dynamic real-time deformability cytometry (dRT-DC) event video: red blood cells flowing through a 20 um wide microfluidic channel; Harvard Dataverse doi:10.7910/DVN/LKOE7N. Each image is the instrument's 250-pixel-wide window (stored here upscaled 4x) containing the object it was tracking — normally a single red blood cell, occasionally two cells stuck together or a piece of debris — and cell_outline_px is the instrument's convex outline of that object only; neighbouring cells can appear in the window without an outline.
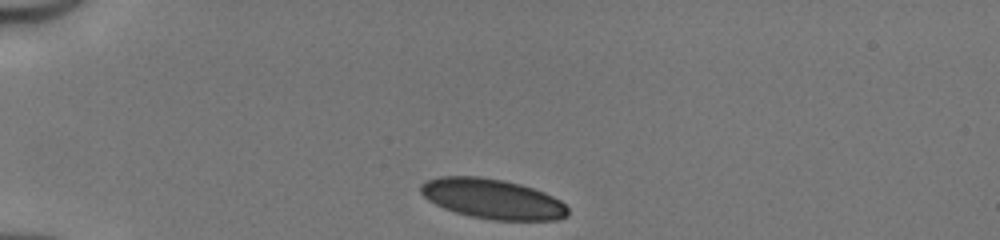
{"species": "human", "species_latin": "Homo sapiens", "temperature_condition": "cold", "stored_images_in_passage": 7, "camera_frame_rate_fps": 3000, "um_per_image_px": 0.085, "donor": {"sex": "male"}, "frame": {"image": 1, "passage_image": 1, "time_ms": 0.0, "image_size_px": [1000, 240], "cell_outline_px": [[568, 216], [556, 220], [492, 220], [472, 216], [456, 212], [444, 208], [428, 200], [420, 192], [420, 184], [428, 180], [440, 176], [480, 176], [520, 184], [544, 192], [560, 200], [568, 208]], "centroid_in_image_um": [41.86, 16.9], "position_along_channel_um": 43.1, "area_um2": 34.1}}
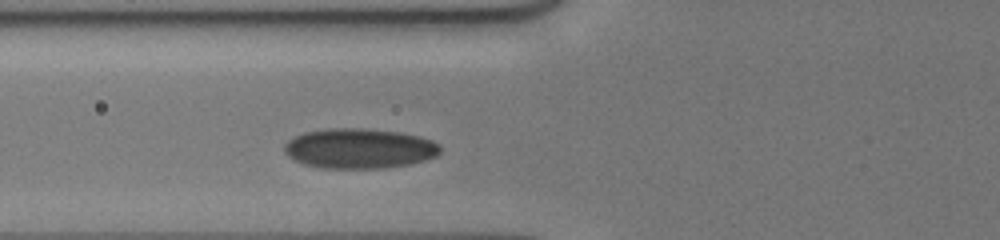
{"frame": {"image": 2, "passage_image": 5, "time_ms": 1.333, "image_size_px": [1000, 240], "cell_outline_px": [[440, 152], [436, 156], [424, 160], [408, 164], [384, 168], [320, 168], [304, 164], [288, 156], [284, 152], [284, 144], [288, 140], [304, 132], [324, 128], [364, 128], [400, 132], [420, 136], [432, 140], [440, 144]], "centroid_in_image_um": [30.54, 12.61], "position_along_channel_um": 95.3, "area_um2": 36.53}}
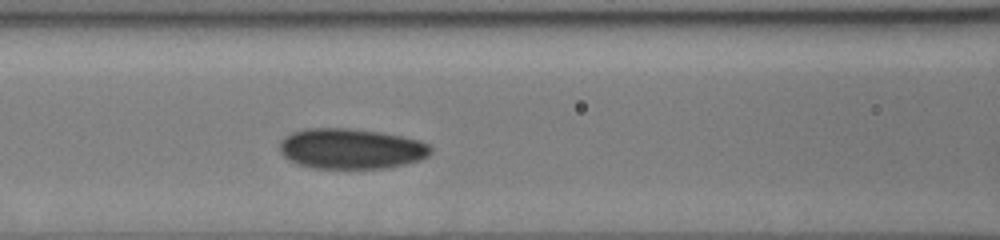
{"frame": {"image": 3, "passage_image": 7, "time_ms": 2.0, "image_size_px": [1000, 240], "cell_outline_px": [[432, 152], [428, 156], [420, 160], [404, 164], [384, 168], [312, 168], [296, 164], [288, 160], [280, 152], [280, 140], [284, 136], [292, 132], [304, 128], [352, 128], [380, 132], [404, 136], [420, 140], [428, 144], [432, 148]], "centroid_in_image_um": [29.83, 12.63], "position_along_channel_um": 136.8, "area_um2": 35.95}}